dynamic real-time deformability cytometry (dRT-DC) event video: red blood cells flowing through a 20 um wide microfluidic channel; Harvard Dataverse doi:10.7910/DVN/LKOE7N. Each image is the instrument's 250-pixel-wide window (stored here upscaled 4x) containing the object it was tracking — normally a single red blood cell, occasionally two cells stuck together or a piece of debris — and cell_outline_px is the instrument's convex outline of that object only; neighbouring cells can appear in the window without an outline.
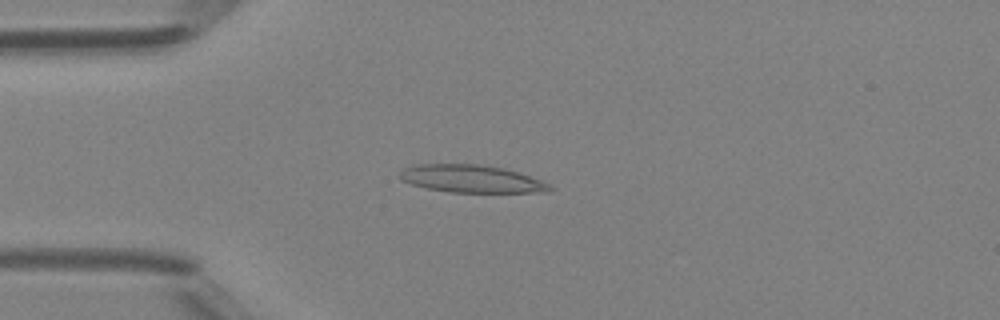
{"species": "Egyptian fruit bat (a non-hibernating species)", "species_latin": "Rousettus aegyptiacus", "temperature_condition": "room temperature", "stored_images_in_passage": 38, "camera_frame_rate_fps": 3000, "um_per_image_px": 0.085, "animal": {"sex": "female"}, "frame": {"image": 1, "passage_image": 2, "time_ms": 0.333, "image_size_px": [1000, 320], "cell_outline_px": [[556, 188], [548, 192], [448, 192], [428, 188], [412, 184], [404, 180], [400, 176], [400, 172], [404, 168], [416, 164], [480, 164], [504, 168], [540, 180]], "centroid_in_image_um": [40.09, 15.2], "position_along_channel_um": 44.9, "area_um2": 23.87}}
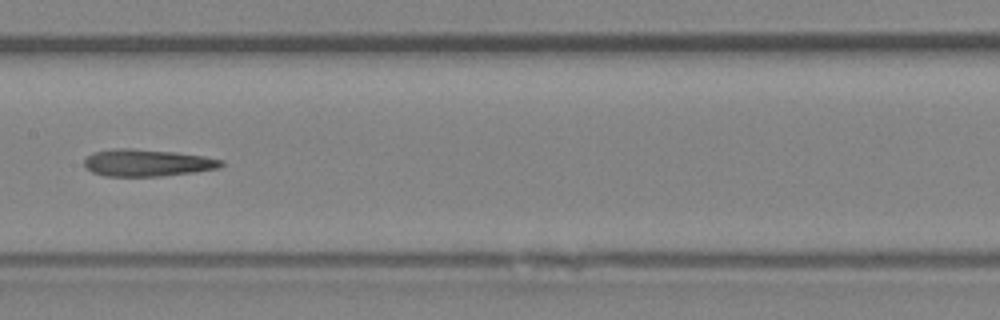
{"frame": {"image": 2, "passage_image": 14, "time_ms": 4.333, "image_size_px": [1000, 320], "cell_outline_px": [[224, 164], [220, 168], [192, 172], [160, 176], [104, 176], [92, 172], [84, 168], [84, 160], [92, 152], [112, 148], [132, 148], [176, 152], [204, 156], [224, 160]], "centroid_in_image_um": [12.48, 13.83], "position_along_channel_um": 194.9, "area_um2": 21.79}}
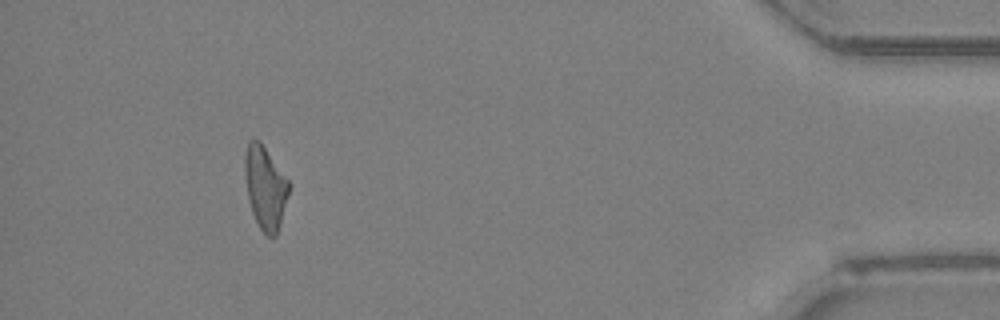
{"frame": {"image": 3, "passage_image": 34, "time_ms": 11.0, "image_size_px": [1000, 320], "cell_outline_px": [[288, 196], [280, 224], [276, 236], [268, 236], [260, 228], [252, 212], [248, 200], [244, 172], [244, 156], [248, 140], [260, 140], [288, 180]], "centroid_in_image_um": [22.52, 15.92], "position_along_channel_um": 412.7, "area_um2": 21.1}, "authors_computed_cell_mechanics": {"area_um2": 21.7039, "velocity_mm_per_s": 4.227, "shape_relaxation_time_tau1_ms": null, "shape_relaxation_time_tau2_ms": 9.1274, "deformation_change_tau1": null, "deformation_change_tau2": 0.2751}}